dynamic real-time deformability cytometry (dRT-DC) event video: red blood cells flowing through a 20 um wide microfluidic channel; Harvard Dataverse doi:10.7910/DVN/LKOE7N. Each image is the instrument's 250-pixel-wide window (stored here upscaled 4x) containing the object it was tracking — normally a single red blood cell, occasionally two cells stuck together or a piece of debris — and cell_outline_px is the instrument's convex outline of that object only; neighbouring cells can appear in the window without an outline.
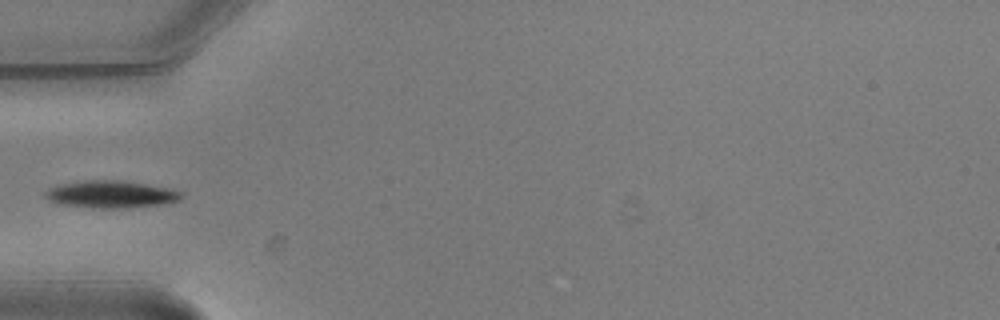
{"species": "common noctule bat (a hibernating species)", "species_latin": "Nyctalus noctula", "temperature_condition": "warm", "stored_images_in_passage": 6, "camera_frame_rate_fps": 3000, "um_per_image_px": 0.085, "animal": {"sex": "male", "body_mass_g": 20.5, "forearm_length_mm": 52.5}, "frame": {"image": 1, "passage_image": 5, "time_ms": 1.333, "image_size_px": [1000, 320], "cell_outline_px": [[184, 196], [180, 200], [164, 204], [128, 208], [92, 208], [56, 204], [48, 200], [44, 196], [44, 192], [48, 188], [60, 184], [84, 180], [116, 180], [144, 184], [168, 188], [180, 192]], "centroid_in_image_um": [9.37, 16.53], "position_along_channel_um": 75.6, "area_um2": 21.79}}
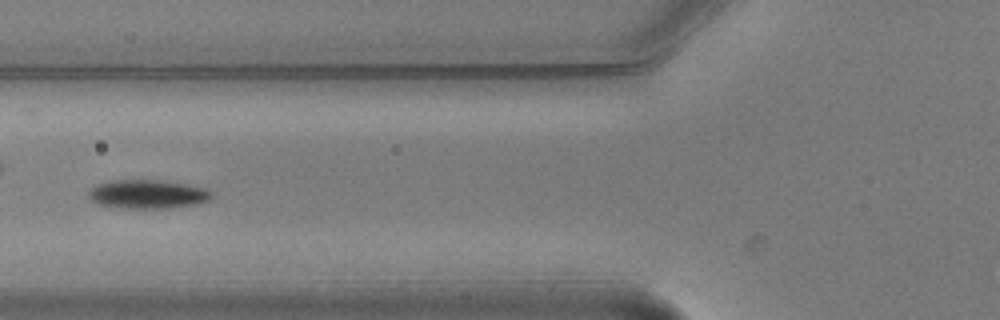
{"frame": {"image": 2, "passage_image": 6, "time_ms": 1.667, "image_size_px": [1000, 320], "cell_outline_px": [[212, 196], [208, 200], [196, 204], [176, 208], [120, 208], [96, 204], [88, 196], [88, 192], [96, 184], [112, 180], [164, 180], [208, 188], [212, 192]], "centroid_in_image_um": [12.56, 16.5], "position_along_channel_um": 113.2, "area_um2": 20.92}}